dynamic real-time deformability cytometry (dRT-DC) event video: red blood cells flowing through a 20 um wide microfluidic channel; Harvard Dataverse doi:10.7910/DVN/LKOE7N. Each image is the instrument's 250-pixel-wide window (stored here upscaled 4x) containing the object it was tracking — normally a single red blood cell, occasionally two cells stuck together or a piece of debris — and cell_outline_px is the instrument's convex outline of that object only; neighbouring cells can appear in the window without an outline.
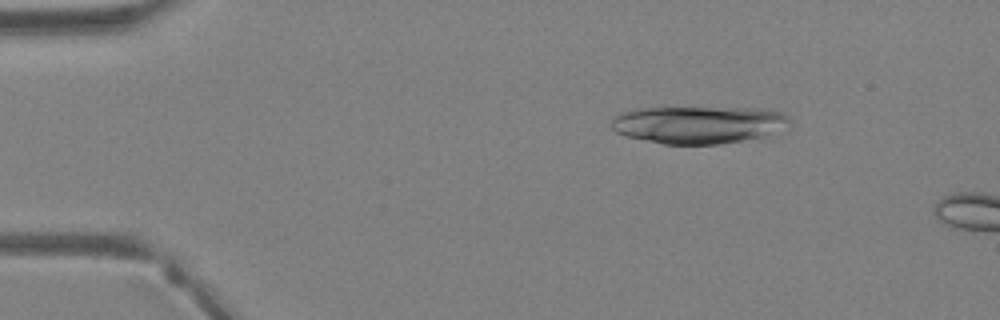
{"species": "Egyptian fruit bat (a non-hibernating species)", "species_latin": "Rousettus aegyptiacus", "temperature_condition": "warm", "stored_images_in_passage": 9, "camera_frame_rate_fps": 3000, "um_per_image_px": 0.085, "animal": {"sex": "female"}, "frame": {"image": 1, "passage_image": 6, "time_ms": 1.667, "image_size_px": [1000, 320], "cell_outline_px": [[792, 120], [764, 136], [744, 140], [720, 144], [664, 144], [624, 136], [616, 132], [612, 128], [612, 120], [620, 112], [636, 108], [768, 108], [784, 112]], "centroid_in_image_um": [59.33, 10.58], "position_along_channel_um": 25.7, "area_um2": 38.84}}